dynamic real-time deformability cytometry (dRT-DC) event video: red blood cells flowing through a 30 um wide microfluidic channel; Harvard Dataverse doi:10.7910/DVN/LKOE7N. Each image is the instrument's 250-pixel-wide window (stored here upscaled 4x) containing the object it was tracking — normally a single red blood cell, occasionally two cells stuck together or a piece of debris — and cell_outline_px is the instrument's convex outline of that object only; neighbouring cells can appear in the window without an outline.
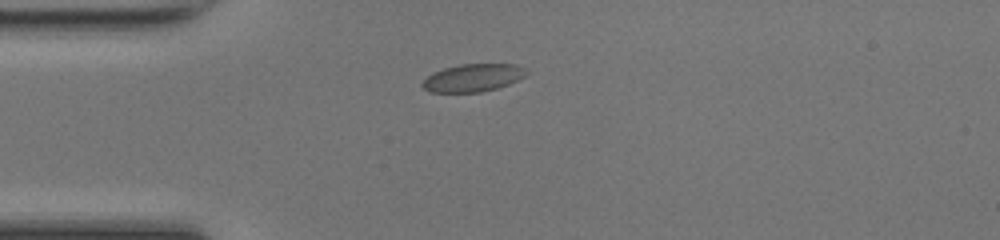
{"species": "common noctule bat (a hibernating species)", "species_latin": "Nyctalus noctula", "temperature_condition": "room temperature", "stored_images_in_passage": 31, "camera_frame_rate_fps": 3000, "um_per_image_px": 0.085, "animal": {"sex": "female", "body_mass_g": 17.0, "forearm_length_mm": 48.0}, "frame": {"image": 1, "passage_image": 1, "time_ms": 0.0, "image_size_px": [1000, 240], "cell_outline_px": [[528, 72], [524, 76], [508, 84], [496, 88], [480, 92], [428, 92], [420, 84], [432, 72], [444, 68], [460, 64], [516, 64], [524, 68]], "centroid_in_image_um": [40.17, 6.61], "position_along_channel_um": 44.8, "area_um2": 16.7}}
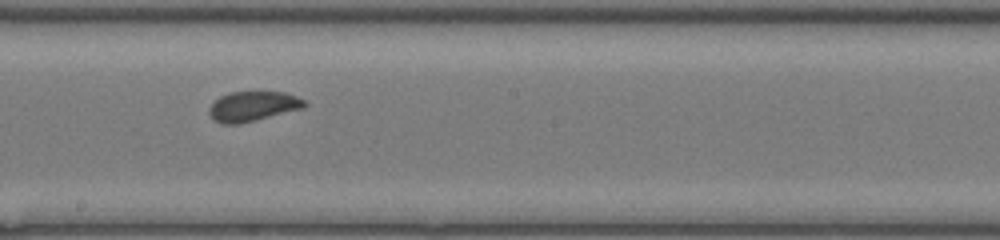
{"frame": {"image": 2, "passage_image": 15, "time_ms": 4.667, "image_size_px": [1000, 240], "cell_outline_px": [[308, 104], [304, 108], [240, 124], [220, 124], [212, 120], [208, 112], [208, 108], [220, 96], [228, 92], [284, 92], [296, 96], [304, 100]], "centroid_in_image_um": [21.47, 9.05], "position_along_channel_um": 226.7, "area_um2": 16.76}}
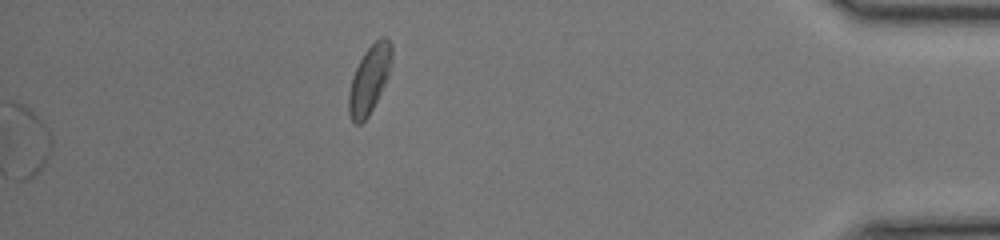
{"frame": {"image": 3, "passage_image": 31, "time_ms": 10.0, "image_size_px": [1000, 240], "cell_outline_px": [[392, 56], [388, 76], [368, 116], [360, 124], [356, 124], [352, 120], [348, 112], [348, 92], [352, 76], [364, 52], [380, 36], [384, 36], [392, 44]], "centroid_in_image_um": [31.38, 6.73], "position_along_channel_um": 403.8, "area_um2": 16.76}, "authors_computed_cell_mechanics": {"area_um2": 16.762, "velocity_mm_per_s": 4.274, "shape_relaxation_time_tau1_ms": 1.6093, "shape_relaxation_time_tau2_ms": 0.8418, "deformation_change_tau1": 0.0778, "deformation_change_tau2": 0.0464}}